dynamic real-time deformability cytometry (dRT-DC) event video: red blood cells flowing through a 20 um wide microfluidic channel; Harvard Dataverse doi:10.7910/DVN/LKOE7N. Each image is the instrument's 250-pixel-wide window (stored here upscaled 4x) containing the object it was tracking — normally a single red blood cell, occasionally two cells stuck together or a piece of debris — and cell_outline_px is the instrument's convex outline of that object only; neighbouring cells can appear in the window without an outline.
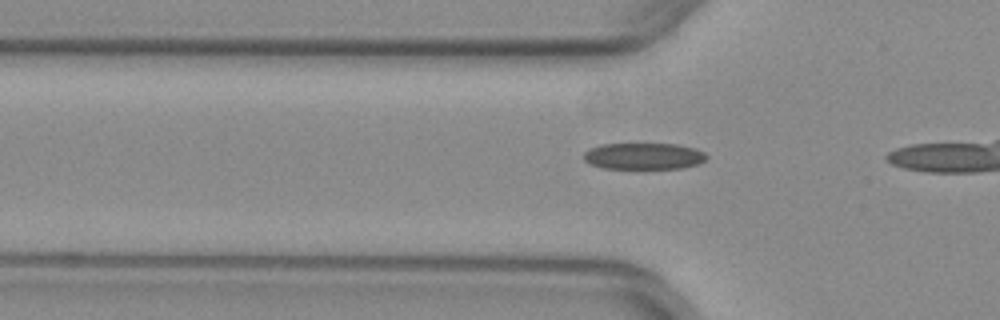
{"species": "common noctule bat (a hibernating species)", "species_latin": "Nyctalus noctula", "temperature_condition": "warm", "stored_images_in_passage": 5, "camera_frame_rate_fps": 3000, "um_per_image_px": 0.085, "animal": {"sex": "female", "body_mass_g": 29.2, "forearm_length_mm": 56.3}, "frame": {"image": 1, "passage_image": 2, "time_ms": 0.333, "image_size_px": [1000, 320], "cell_outline_px": [[708, 156], [700, 164], [680, 168], [600, 168], [584, 160], [584, 152], [588, 148], [600, 144], [676, 144], [696, 148], [704, 152]], "centroid_in_image_um": [54.72, 13.26], "position_along_channel_um": 71.1, "area_um2": 19.02}}